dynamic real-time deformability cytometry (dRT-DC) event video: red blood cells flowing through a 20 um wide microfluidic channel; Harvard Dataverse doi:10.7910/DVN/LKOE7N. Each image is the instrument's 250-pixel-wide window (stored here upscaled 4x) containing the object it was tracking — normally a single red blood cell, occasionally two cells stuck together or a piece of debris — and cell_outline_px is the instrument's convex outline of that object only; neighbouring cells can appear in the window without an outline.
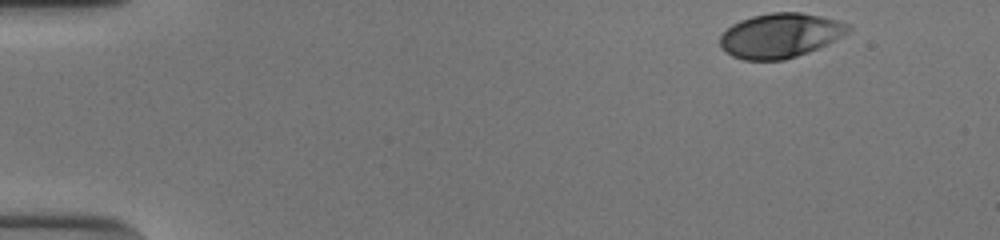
{"species": "human", "species_latin": "Homo sapiens", "temperature_condition": "cold", "stored_images_in_passage": 41, "camera_frame_rate_fps": 3000, "um_per_image_px": 0.085, "donor": {"sex": "male"}, "frame": {"image": 1, "passage_image": 1, "time_ms": 0.0, "image_size_px": [1000, 240], "cell_outline_px": [[852, 28], [848, 32], [808, 52], [784, 60], [744, 60], [732, 56], [720, 48], [720, 36], [732, 24], [740, 20], [752, 16], [772, 12], [800, 12], [840, 20], [848, 24]], "centroid_in_image_um": [66.28, 3.01], "position_along_channel_um": 18.7, "area_um2": 33.06}}
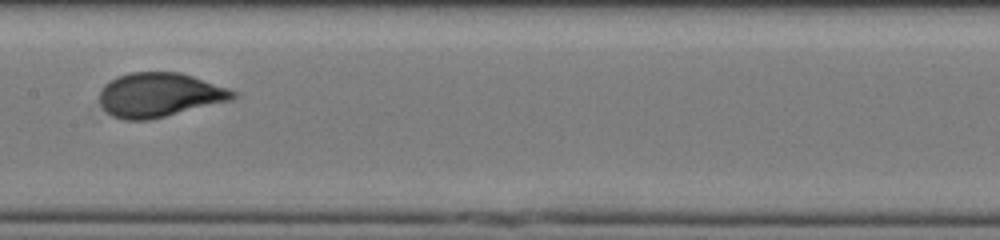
{"frame": {"image": 2, "passage_image": 24, "time_ms": 7.667, "image_size_px": [1000, 240], "cell_outline_px": [[236, 100], [148, 120], [124, 120], [112, 116], [100, 104], [100, 88], [108, 80], [116, 76], [132, 72], [180, 72], [228, 88], [236, 92]], "centroid_in_image_um": [13.56, 8.07], "position_along_channel_um": 193.8, "area_um2": 34.68}}
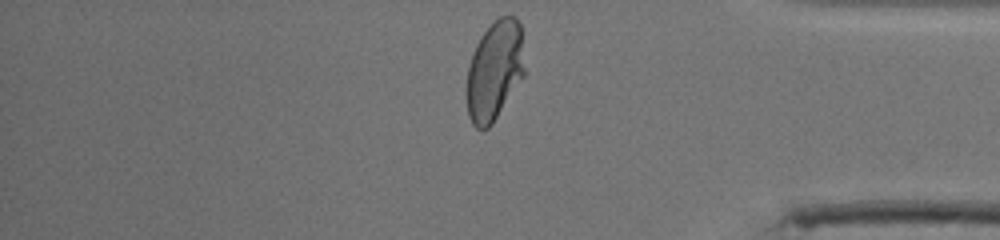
{"frame": {"image": 3, "passage_image": 41, "time_ms": 13.333, "image_size_px": [1000, 240], "cell_outline_px": [[524, 76], [492, 124], [488, 128], [476, 128], [472, 124], [468, 116], [468, 64], [472, 52], [480, 36], [500, 16], [516, 16], [520, 24], [524, 68]], "centroid_in_image_um": [42.04, 6.0], "position_along_channel_um": 393.2, "area_um2": 33.23}, "authors_computed_cell_mechanics": {"area_um2": 33.813, "velocity_mm_per_s": 3.8456, "shape_relaxation_time_tau1_ms": 3.5422, "shape_relaxation_time_tau2_ms": null, "deformation_change_tau1": 0.1824, "deformation_change_tau2": null}}